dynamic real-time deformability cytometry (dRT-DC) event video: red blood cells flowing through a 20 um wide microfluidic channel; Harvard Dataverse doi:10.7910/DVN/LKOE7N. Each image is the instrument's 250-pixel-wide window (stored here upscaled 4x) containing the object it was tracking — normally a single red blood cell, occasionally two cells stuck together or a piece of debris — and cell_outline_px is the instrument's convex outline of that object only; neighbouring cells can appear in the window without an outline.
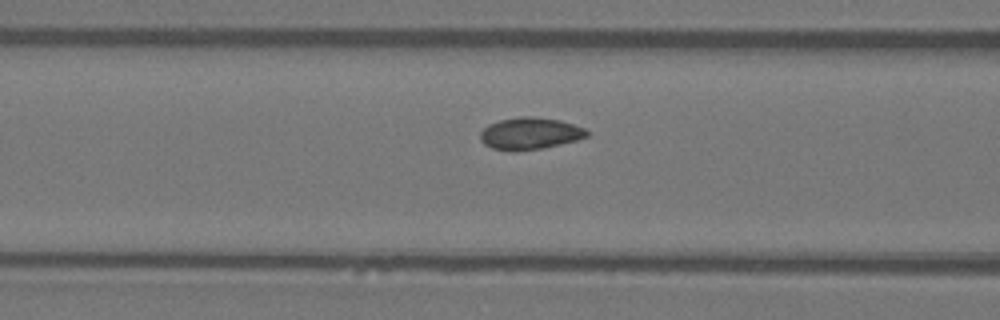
{"species": "Egyptian fruit bat (a non-hibernating species)", "species_latin": "Rousettus aegyptiacus", "temperature_condition": "warm", "stored_images_in_passage": 17, "camera_frame_rate_fps": 3000, "um_per_image_px": 0.085, "animal": {"sex": "female"}, "frame": {"image": 1, "passage_image": 15, "time_ms": 4.667, "image_size_px": [1000, 320], "cell_outline_px": [[588, 136], [576, 140], [560, 144], [540, 148], [516, 152], [508, 152], [492, 148], [484, 144], [480, 140], [480, 132], [488, 124], [500, 120], [520, 116], [532, 116], [560, 120], [584, 128], [588, 132]], "centroid_in_image_um": [45.0, 11.35], "position_along_channel_um": 121.6, "area_um2": 19.94}}